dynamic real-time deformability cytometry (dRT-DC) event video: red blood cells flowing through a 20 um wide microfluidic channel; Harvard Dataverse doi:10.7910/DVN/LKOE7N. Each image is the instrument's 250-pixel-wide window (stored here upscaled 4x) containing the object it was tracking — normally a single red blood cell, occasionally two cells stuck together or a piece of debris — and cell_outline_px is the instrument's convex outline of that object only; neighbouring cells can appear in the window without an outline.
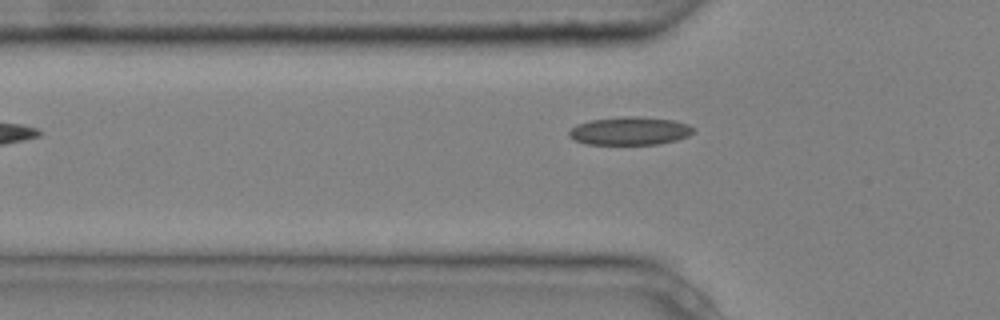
{"species": "common noctule bat (a hibernating species)", "species_latin": "Nyctalus noctula", "temperature_condition": "cold", "stored_images_in_passage": 5, "camera_frame_rate_fps": 3000, "um_per_image_px": 0.085, "animal": {"sex": "male", "body_mass_g": 20.4}, "frame": {"image": 1, "passage_image": 5, "time_ms": 1.333, "image_size_px": [1000, 320], "cell_outline_px": [[696, 128], [688, 136], [676, 140], [656, 144], [588, 144], [576, 140], [568, 136], [568, 132], [576, 124], [588, 120], [620, 116], [636, 116], [672, 120], [688, 124]], "centroid_in_image_um": [53.52, 11.11], "position_along_channel_um": 72.3, "area_um2": 20.4}}